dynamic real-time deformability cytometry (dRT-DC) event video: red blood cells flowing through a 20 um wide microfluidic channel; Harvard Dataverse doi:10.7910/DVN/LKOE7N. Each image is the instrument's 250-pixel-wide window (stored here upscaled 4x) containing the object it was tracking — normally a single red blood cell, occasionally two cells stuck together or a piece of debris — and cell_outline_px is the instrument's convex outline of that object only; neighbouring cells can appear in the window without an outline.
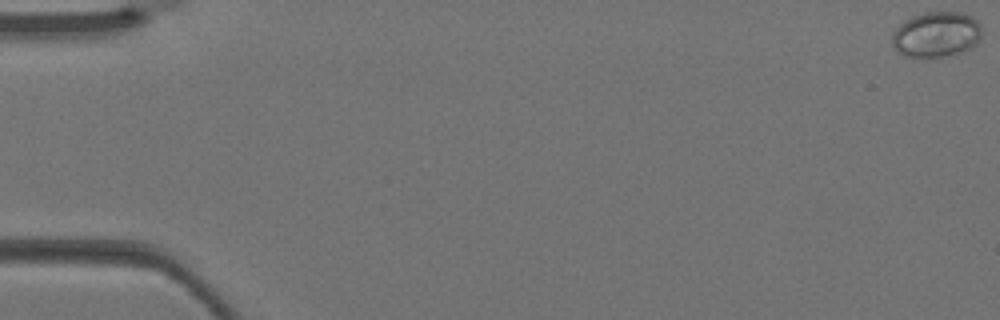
{"species": "Egyptian fruit bat (a non-hibernating species)", "species_latin": "Rousettus aegyptiacus", "temperature_condition": "warm", "stored_images_in_passage": 4, "camera_frame_rate_fps": 3000, "um_per_image_px": 0.085, "animal": {"sex": "female"}, "frame": {"image": 1, "passage_image": 1, "time_ms": 0.0, "image_size_px": [1000, 320], "cell_outline_px": [[980, 40], [976, 44], [960, 52], [924, 60], [904, 56], [896, 52], [892, 44], [892, 32], [904, 20], [912, 16], [924, 12], [960, 12], [972, 16], [980, 24]], "centroid_in_image_um": [79.53, 2.95], "position_along_channel_um": 5.5, "area_um2": 24.22}}